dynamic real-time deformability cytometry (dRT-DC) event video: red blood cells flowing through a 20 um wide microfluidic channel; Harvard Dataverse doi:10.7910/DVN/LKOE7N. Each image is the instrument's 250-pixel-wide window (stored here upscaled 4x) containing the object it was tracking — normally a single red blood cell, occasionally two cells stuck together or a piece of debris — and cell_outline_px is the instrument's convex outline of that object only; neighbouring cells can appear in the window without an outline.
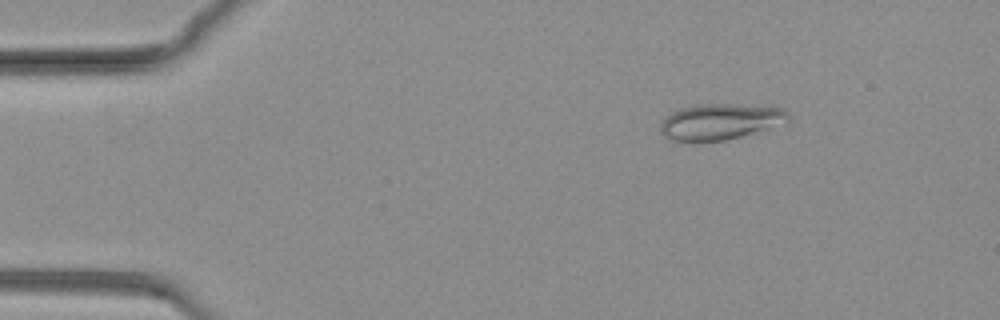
{"species": "common noctule bat (a hibernating species)", "species_latin": "Nyctalus noctula", "temperature_condition": "warm", "stored_images_in_passage": 60, "camera_frame_rate_fps": 3000, "um_per_image_px": 0.085, "animal": {"sex": "female", "body_mass_g": 19.3, "forearm_length_mm": 54.1}, "frame": {"image": 1, "passage_image": 1, "time_ms": 0.0, "image_size_px": [1000, 320], "cell_outline_px": [[788, 120], [768, 128], [740, 136], [724, 140], [676, 140], [664, 136], [660, 132], [660, 124], [672, 112], [680, 108], [700, 104], [736, 104], [784, 108], [788, 112]], "centroid_in_image_um": [61.2, 10.31], "position_along_channel_um": 23.8, "area_um2": 26.07}}
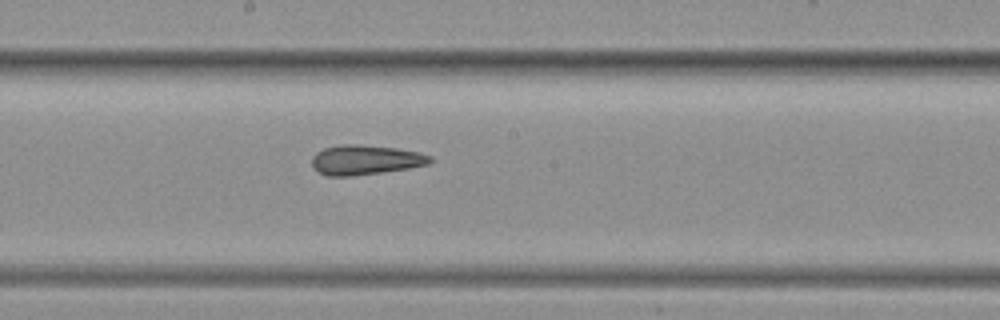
{"frame": {"image": 2, "passage_image": 33, "time_ms": 10.667, "image_size_px": [1000, 320], "cell_outline_px": [[432, 160], [428, 164], [408, 168], [384, 172], [352, 176], [328, 176], [312, 168], [312, 156], [316, 152], [324, 148], [344, 144], [360, 144], [396, 148], [420, 152], [432, 156]], "centroid_in_image_um": [31.05, 13.59], "position_along_channel_um": 217.1, "area_um2": 20.58}}
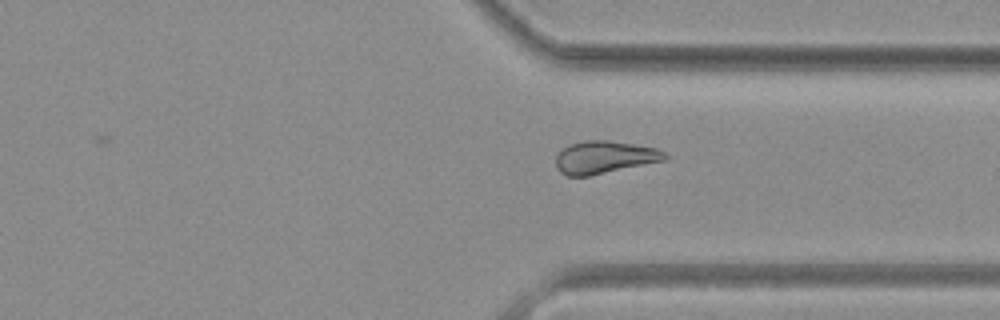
{"frame": {"image": 3, "passage_image": 50, "time_ms": 16.333, "image_size_px": [1000, 320], "cell_outline_px": [[668, 156], [664, 160], [588, 176], [568, 176], [560, 172], [556, 168], [556, 156], [564, 148], [572, 144], [584, 140], [604, 140], [632, 144], [656, 148], [664, 152]], "centroid_in_image_um": [51.35, 13.37], "position_along_channel_um": 360.1, "area_um2": 20.29}}